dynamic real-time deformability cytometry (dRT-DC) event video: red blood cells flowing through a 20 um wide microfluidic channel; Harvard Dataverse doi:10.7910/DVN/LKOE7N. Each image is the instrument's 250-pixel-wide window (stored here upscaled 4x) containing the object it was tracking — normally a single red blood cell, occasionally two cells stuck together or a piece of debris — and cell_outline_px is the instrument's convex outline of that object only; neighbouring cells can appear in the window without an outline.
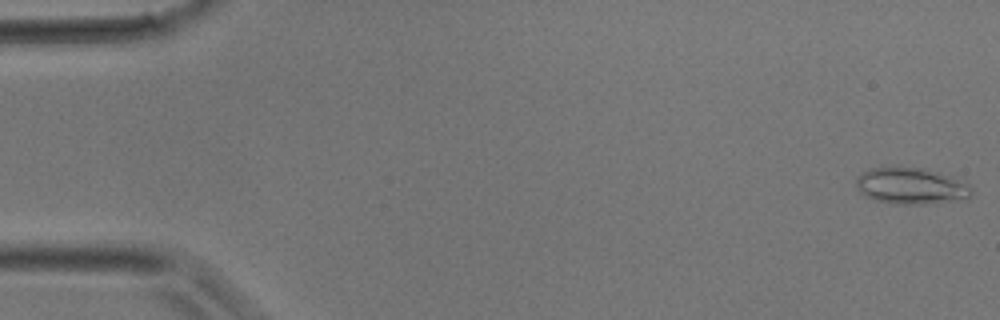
{"species": "common noctule bat (a hibernating species)", "species_latin": "Nyctalus noctula", "temperature_condition": "room temperature", "stored_images_in_passage": 39, "camera_frame_rate_fps": 3000, "um_per_image_px": 0.085, "animal": {"sex": "male", "body_mass_g": 17.9}, "frame": {"image": 1, "passage_image": 1, "time_ms": 0.0, "image_size_px": [1000, 320], "cell_outline_px": [[972, 192], [968, 200], [924, 204], [896, 204], [876, 200], [860, 192], [856, 184], [856, 176], [868, 168], [924, 168], [948, 176], [968, 184], [972, 188]], "centroid_in_image_um": [77.46, 15.83], "position_along_channel_um": 7.5, "area_um2": 24.33}}
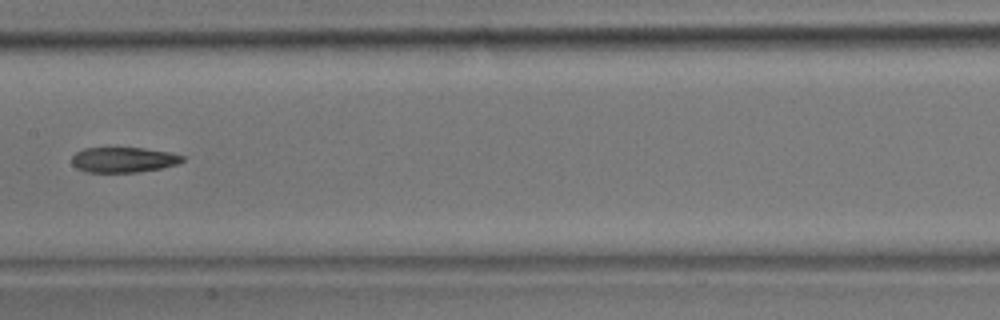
{"frame": {"image": 2, "passage_image": 20, "time_ms": 6.333, "image_size_px": [1000, 320], "cell_outline_px": [[184, 160], [176, 164], [160, 168], [140, 172], [84, 172], [76, 168], [72, 164], [72, 156], [76, 152], [84, 148], [144, 148], [168, 152], [184, 156]], "centroid_in_image_um": [10.46, 13.58], "position_along_channel_um": 196.9, "area_um2": 16.24}}
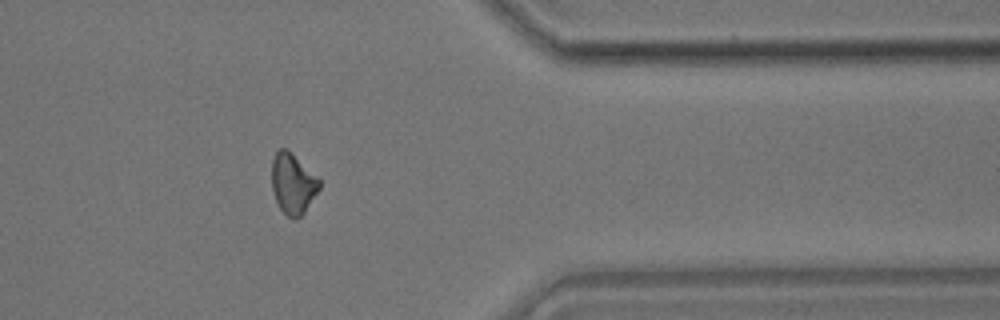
{"frame": {"image": 3, "passage_image": 32, "time_ms": 10.333, "image_size_px": [1000, 320], "cell_outline_px": [[320, 188], [304, 212], [300, 216], [288, 216], [280, 208], [276, 200], [272, 188], [272, 160], [276, 152], [280, 148], [284, 148], [320, 180]], "centroid_in_image_um": [24.87, 15.62], "position_along_channel_um": 386.5, "area_um2": 16.01}}